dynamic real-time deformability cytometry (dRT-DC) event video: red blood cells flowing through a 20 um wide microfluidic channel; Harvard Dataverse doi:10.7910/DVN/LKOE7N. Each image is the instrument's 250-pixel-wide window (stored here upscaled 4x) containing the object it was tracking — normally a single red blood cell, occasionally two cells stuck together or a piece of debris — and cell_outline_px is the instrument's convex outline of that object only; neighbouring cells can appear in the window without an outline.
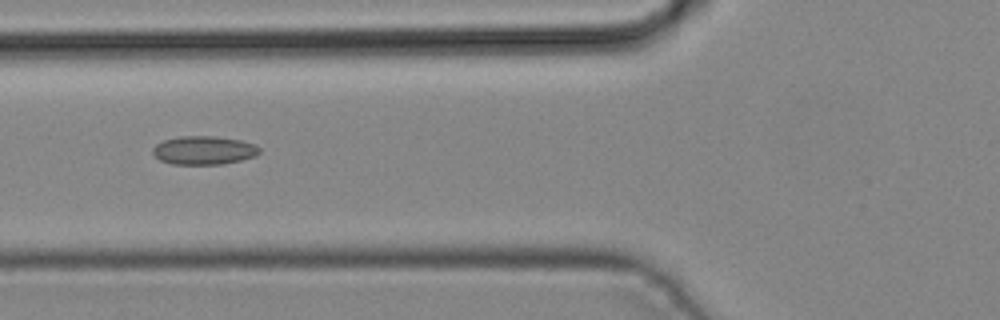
{"species": "common noctule bat (a hibernating species)", "species_latin": "Nyctalus noctula", "temperature_condition": "cold", "stored_images_in_passage": 2, "camera_frame_rate_fps": 3000, "um_per_image_px": 0.085, "animal": {"sex": "male", "body_mass_g": 19.2, "forearm_length_mm": 51.8}, "frame": {"image": 1, "passage_image": 2, "time_ms": 0.333, "image_size_px": [1000, 320], "cell_outline_px": [[260, 152], [256, 156], [224, 164], [172, 164], [160, 160], [152, 152], [152, 148], [156, 144], [164, 140], [180, 136], [216, 136], [240, 140], [256, 144], [260, 148]], "centroid_in_image_um": [17.34, 12.77], "position_along_channel_um": 108.5, "area_um2": 17.8}}